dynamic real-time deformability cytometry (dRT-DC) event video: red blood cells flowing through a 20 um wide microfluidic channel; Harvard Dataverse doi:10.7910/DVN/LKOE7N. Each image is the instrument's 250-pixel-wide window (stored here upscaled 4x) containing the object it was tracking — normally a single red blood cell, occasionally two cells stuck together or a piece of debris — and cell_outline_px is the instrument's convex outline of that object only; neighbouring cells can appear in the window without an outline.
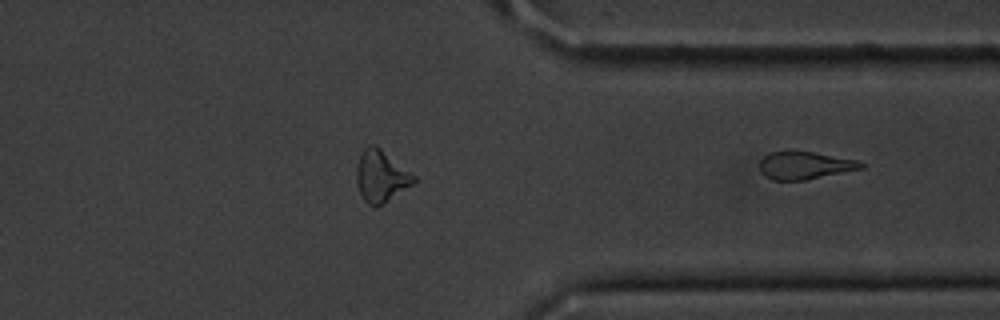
{"species": "common noctule bat (a hibernating species)", "species_latin": "Nyctalus noctula", "temperature_condition": "cold", "stored_images_in_passage": 43, "segment_of_instrument_passage": [2, 2], "camera_frame_rate_fps": 3000, "um_per_image_px": 0.085, "animal": {"sex": "male", "body_mass_g": 20.1, "forearm_length_mm": 53.5}, "frame": {"image": 1, "passage_image": 43, "time_ms": 14.0, "image_size_px": [1000, 320], "cell_outline_px": [[868, 164], [864, 168], [804, 180], [772, 180], [764, 176], [760, 172], [760, 160], [764, 156], [772, 152], [792, 148], [856, 160]], "centroid_in_image_um": [68.38, 14.03], "position_along_channel_um": 343.0, "area_um2": 16.76}}